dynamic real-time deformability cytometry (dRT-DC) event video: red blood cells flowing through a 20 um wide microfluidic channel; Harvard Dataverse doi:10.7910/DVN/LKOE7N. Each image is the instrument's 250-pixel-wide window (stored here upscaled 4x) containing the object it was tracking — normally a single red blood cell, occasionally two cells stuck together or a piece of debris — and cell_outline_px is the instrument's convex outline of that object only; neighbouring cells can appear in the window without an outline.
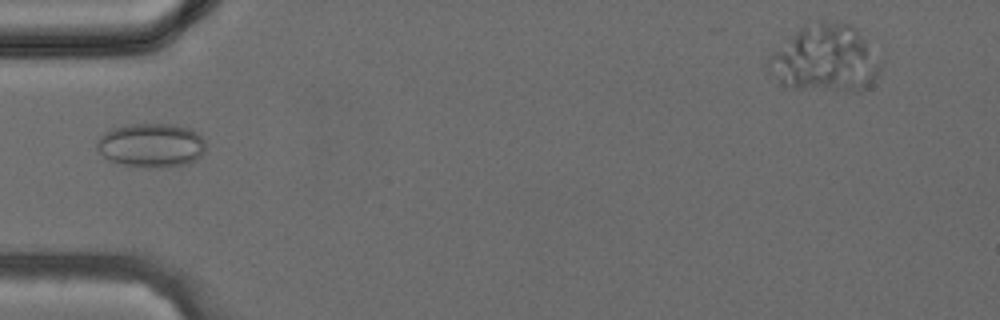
{"species": "common noctule bat (a hibernating species)", "species_latin": "Nyctalus noctula", "temperature_condition": "cold", "stored_images_in_passage": 31, "segment_of_instrument_passage": [1, 2], "camera_frame_rate_fps": 3000, "um_per_image_px": 0.085, "animal": {"sex": "female", "body_mass_g": 24.6, "forearm_length_mm": 56.2}, "frame": {"image": 1, "passage_image": 4, "time_ms": 1.0, "image_size_px": [1000, 320], "cell_outline_px": [[204, 152], [196, 160], [188, 164], [164, 168], [144, 168], [124, 164], [108, 160], [96, 148], [96, 140], [104, 132], [112, 128], [132, 124], [172, 124], [188, 128], [196, 132], [204, 140]], "centroid_in_image_um": [12.84, 12.36], "position_along_channel_um": 72.2, "area_um2": 28.15}}
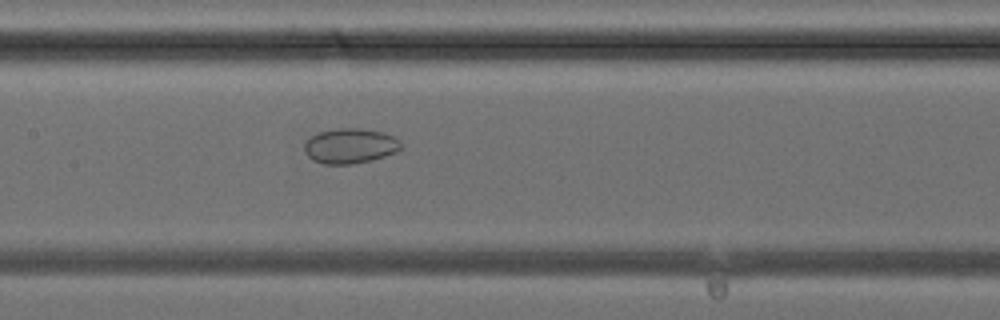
{"frame": {"image": 2, "passage_image": 10, "time_ms": 3.0, "image_size_px": [1000, 320], "cell_outline_px": [[400, 148], [396, 152], [372, 160], [352, 164], [324, 164], [312, 160], [304, 152], [304, 144], [312, 136], [320, 132], [340, 128], [360, 128], [384, 132], [400, 140]], "centroid_in_image_um": [29.75, 12.41], "position_along_channel_um": 177.6, "area_um2": 19.65}}
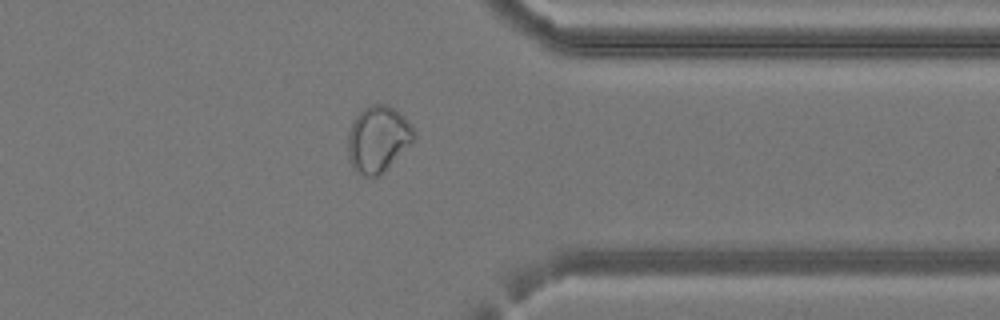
{"frame": {"image": 3, "passage_image": 22, "time_ms": 7.0, "image_size_px": [1000, 320], "cell_outline_px": [[416, 136], [380, 176], [364, 176], [356, 172], [352, 168], [348, 156], [348, 132], [356, 116], [364, 108], [372, 104], [388, 104], [396, 108], [408, 120], [416, 132]], "centroid_in_image_um": [32.12, 11.8], "position_along_channel_um": 379.3, "area_um2": 25.49}}